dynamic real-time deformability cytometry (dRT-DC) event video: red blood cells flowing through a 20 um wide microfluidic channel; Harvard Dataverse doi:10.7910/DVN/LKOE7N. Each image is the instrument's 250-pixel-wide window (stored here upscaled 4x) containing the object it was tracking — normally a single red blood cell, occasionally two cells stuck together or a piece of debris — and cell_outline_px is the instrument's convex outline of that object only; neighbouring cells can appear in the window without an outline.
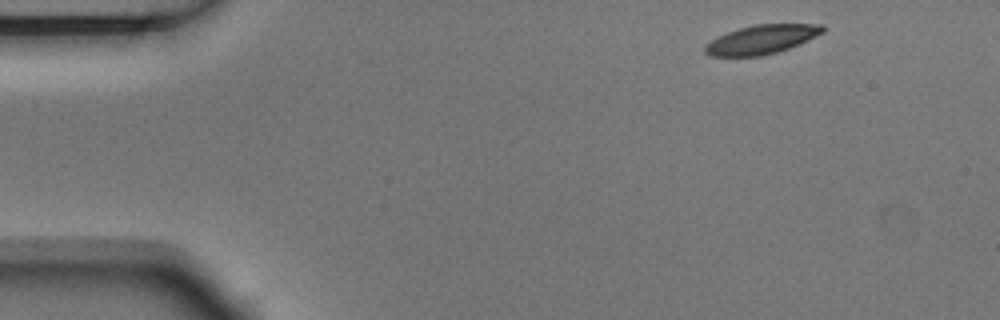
{"species": "Egyptian fruit bat (a non-hibernating species)", "species_latin": "Rousettus aegyptiacus", "temperature_condition": "room temperature", "stored_images_in_passage": 6, "camera_frame_rate_fps": 3000, "um_per_image_px": 0.085, "animal": {"sex": "male"}, "frame": {"image": 1, "passage_image": 1, "time_ms": 0.0, "image_size_px": [1000, 320], "cell_outline_px": [[824, 32], [788, 48], [776, 52], [760, 56], [708, 56], [704, 52], [704, 44], [728, 32], [740, 28], [756, 24], [824, 24]], "centroid_in_image_um": [64.7, 3.35], "position_along_channel_um": 20.3, "area_um2": 19.59}}
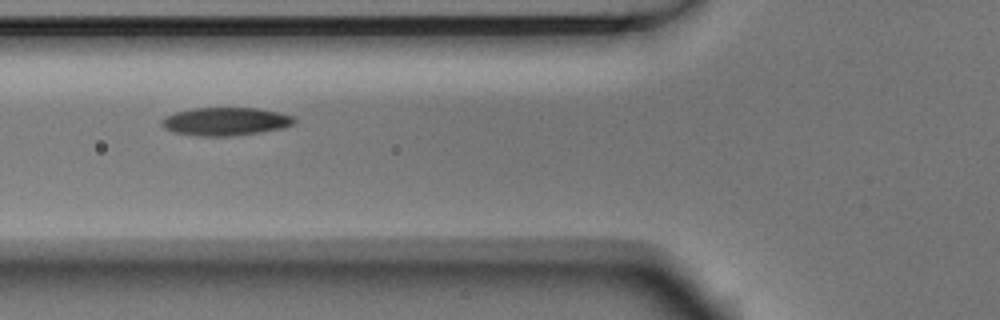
{"frame": {"image": 2, "passage_image": 5, "time_ms": 1.333, "image_size_px": [1000, 320], "cell_outline_px": [[296, 120], [292, 124], [284, 128], [260, 132], [232, 136], [196, 136], [176, 132], [164, 128], [160, 124], [160, 120], [164, 116], [176, 112], [192, 108], [256, 108], [276, 112], [292, 116]], "centroid_in_image_um": [19.12, 10.33], "position_along_channel_um": 106.7, "area_um2": 21.68}}
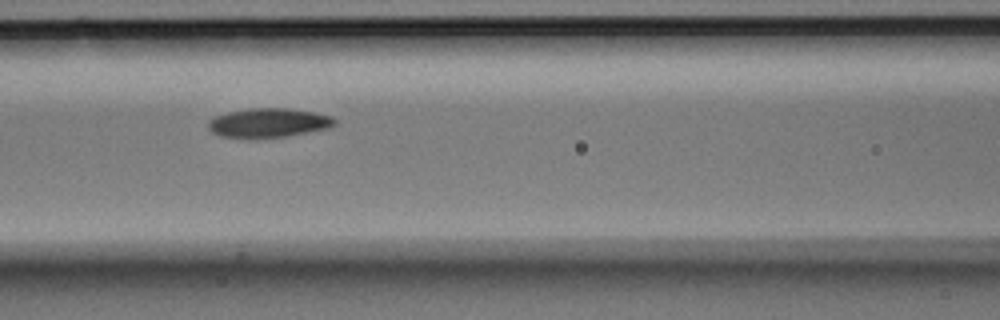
{"frame": {"image": 3, "passage_image": 6, "time_ms": 1.667, "image_size_px": [1000, 320], "cell_outline_px": [[336, 124], [328, 128], [284, 136], [220, 136], [212, 132], [208, 128], [208, 124], [216, 116], [228, 112], [248, 108], [288, 108], [312, 112], [332, 116], [336, 120]], "centroid_in_image_um": [22.86, 10.4], "position_along_channel_um": 143.7, "area_um2": 20.75}}